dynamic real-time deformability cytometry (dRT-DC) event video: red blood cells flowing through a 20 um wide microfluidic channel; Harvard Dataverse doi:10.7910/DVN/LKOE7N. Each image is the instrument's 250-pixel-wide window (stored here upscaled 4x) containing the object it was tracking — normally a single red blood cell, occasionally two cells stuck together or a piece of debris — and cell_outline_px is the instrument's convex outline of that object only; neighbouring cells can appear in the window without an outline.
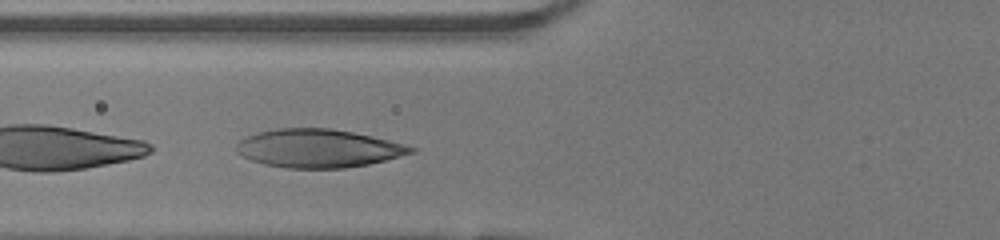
{"species": "human", "species_latin": "Homo sapiens", "temperature_condition": "room temperature", "stored_images_in_passage": 35, "camera_frame_rate_fps": 3000, "um_per_image_px": 0.085, "donor": {"sex": "female"}, "frame": {"image": 1, "passage_image": 12, "time_ms": 3.667, "image_size_px": [1000, 240], "cell_outline_px": [[416, 152], [368, 164], [344, 168], [288, 168], [264, 164], [252, 160], [236, 152], [236, 144], [240, 140], [248, 136], [260, 132], [276, 128], [328, 128], [352, 132], [372, 136], [388, 140], [416, 148]], "centroid_in_image_um": [27.04, 12.61], "position_along_channel_um": 98.8, "area_um2": 38.61}}
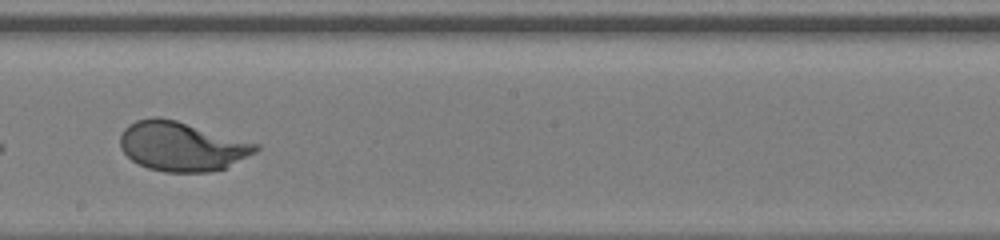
{"frame": {"image": 2, "passage_image": 22, "time_ms": 7.0, "image_size_px": [1000, 240], "cell_outline_px": [[260, 148], [256, 152], [224, 168], [212, 172], [164, 172], [148, 168], [132, 160], [120, 148], [120, 136], [124, 128], [128, 124], [136, 120], [156, 116], [176, 120], [260, 144]], "centroid_in_image_um": [15.44, 12.43], "position_along_channel_um": 232.8, "area_um2": 38.96}}
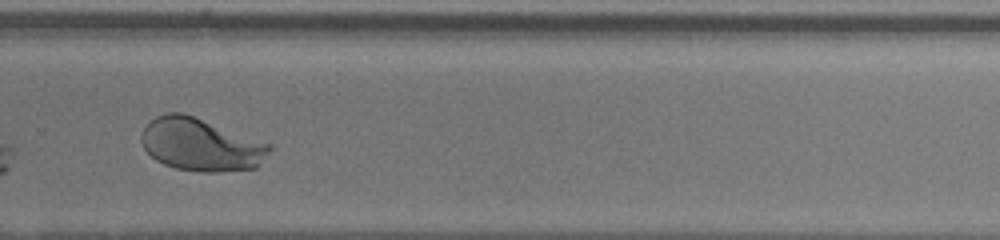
{"frame": {"image": 3, "passage_image": 28, "time_ms": 9.0, "image_size_px": [1000, 240], "cell_outline_px": [[272, 148], [256, 168], [220, 172], [200, 172], [176, 168], [164, 164], [156, 160], [144, 148], [140, 140], [140, 136], [148, 120], [156, 116], [168, 112], [184, 112], [272, 144]], "centroid_in_image_um": [17.06, 12.28], "position_along_channel_um": 312.7, "area_um2": 39.65}, "authors_computed_cell_mechanics": {"area_um2": 39.6508, "velocity_mm_per_s": 4.0114, "shape_relaxation_time_tau1_ms": 2.4757, "shape_relaxation_time_tau2_ms": null, "deformation_change_tau1": 0.181, "deformation_change_tau2": null}}